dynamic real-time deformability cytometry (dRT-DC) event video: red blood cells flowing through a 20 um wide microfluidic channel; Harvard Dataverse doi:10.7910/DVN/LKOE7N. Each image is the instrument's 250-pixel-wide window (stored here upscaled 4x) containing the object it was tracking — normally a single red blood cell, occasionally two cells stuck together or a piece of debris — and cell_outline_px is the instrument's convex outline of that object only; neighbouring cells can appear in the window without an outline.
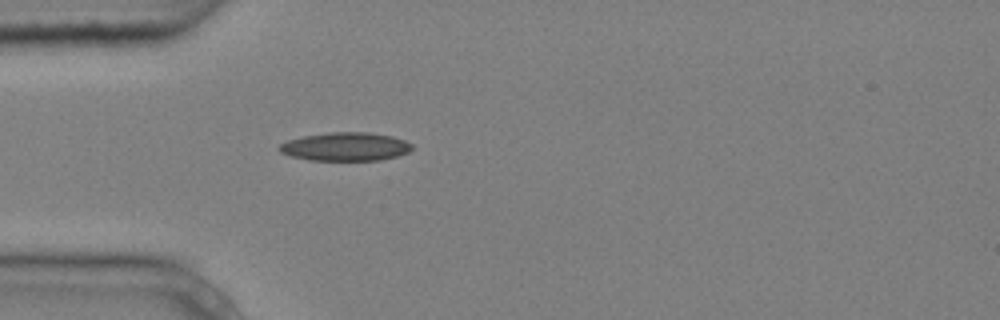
{"species": "common noctule bat (a hibernating species)", "species_latin": "Nyctalus noctula", "temperature_condition": "cold", "stored_images_in_passage": 1, "camera_frame_rate_fps": 3000, "um_per_image_px": 0.085, "animal": {"sex": "male", "body_mass_g": 20.4}, "frame": {"image": 1, "passage_image": 1, "time_ms": 0.0, "image_size_px": [1000, 320], "cell_outline_px": [[412, 148], [408, 152], [396, 156], [380, 160], [308, 160], [292, 156], [280, 152], [276, 148], [280, 144], [288, 140], [304, 136], [328, 132], [368, 132], [392, 136], [404, 140], [412, 144]], "centroid_in_image_um": [29.34, 12.46], "position_along_channel_um": 55.7, "area_um2": 21.96}}